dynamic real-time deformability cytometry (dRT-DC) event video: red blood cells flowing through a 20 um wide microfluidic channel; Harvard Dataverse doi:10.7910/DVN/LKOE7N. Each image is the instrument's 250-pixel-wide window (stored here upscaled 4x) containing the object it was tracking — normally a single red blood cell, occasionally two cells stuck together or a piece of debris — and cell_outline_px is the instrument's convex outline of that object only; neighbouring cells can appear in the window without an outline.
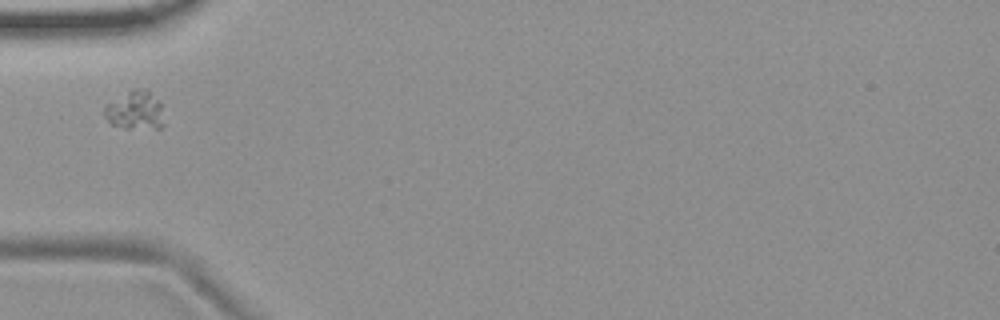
{"species": "common noctule bat (a hibernating species)", "species_latin": "Nyctalus noctula", "temperature_condition": "room temperature", "stored_images_in_passage": 6, "camera_frame_rate_fps": 3000, "um_per_image_px": 0.085, "animal": {"sex": "female", "body_mass_g": 19.9}, "frame": {"image": 1, "passage_image": 1, "time_ms": 0.0, "image_size_px": [1000, 320], "cell_outline_px": [[164, 124], [160, 128], [124, 128], [112, 124], [104, 116], [104, 108], [108, 104], [132, 88], [148, 88], [160, 100]], "centroid_in_image_um": [11.53, 9.35], "position_along_channel_um": 73.5, "area_um2": 13.53}}
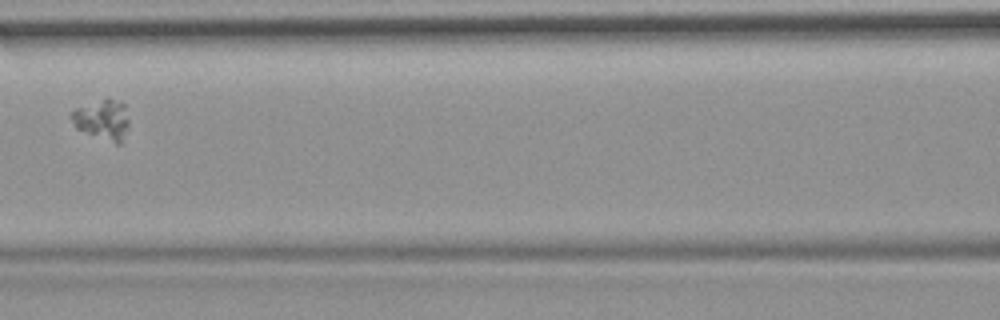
{"frame": {"image": 2, "passage_image": 3, "time_ms": 2.333, "image_size_px": [1000, 320], "cell_outline_px": [[128, 124], [120, 144], [116, 144], [76, 128], [72, 120], [72, 112], [76, 108], [108, 96], [124, 104], [128, 120]], "centroid_in_image_um": [8.71, 10.14], "position_along_channel_um": 157.9, "area_um2": 13.24}}
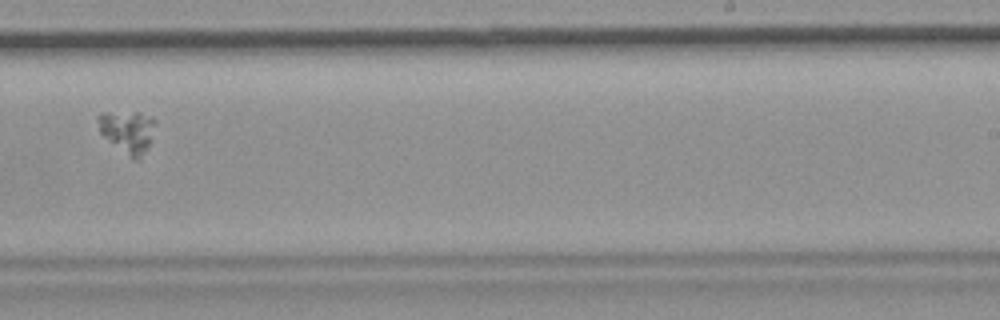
{"frame": {"image": 3, "passage_image": 6, "time_ms": 5.667, "image_size_px": [1000, 320], "cell_outline_px": [[156, 120], [148, 144], [140, 160], [132, 160], [104, 136], [100, 132], [96, 116], [104, 112], [140, 112], [152, 116]], "centroid_in_image_um": [10.83, 11.16], "position_along_channel_um": 278.2, "area_um2": 14.05}}